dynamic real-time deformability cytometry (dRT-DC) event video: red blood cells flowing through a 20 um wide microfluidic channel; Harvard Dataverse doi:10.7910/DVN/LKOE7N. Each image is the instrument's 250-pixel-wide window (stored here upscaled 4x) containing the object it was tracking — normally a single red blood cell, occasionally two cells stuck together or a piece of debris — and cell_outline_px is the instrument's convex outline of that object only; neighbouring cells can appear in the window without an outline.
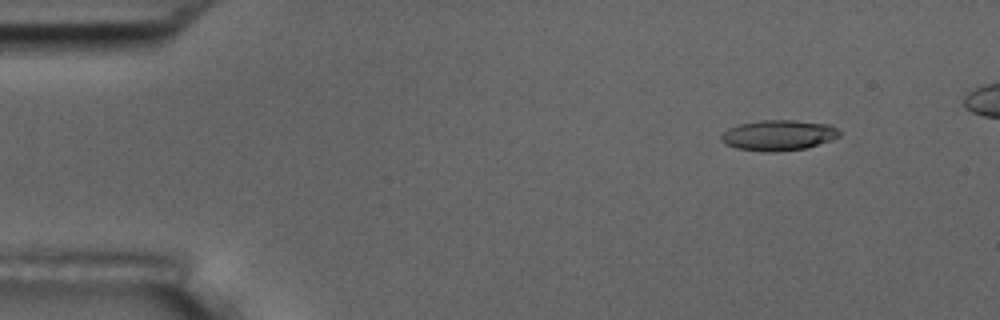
{"species": "common noctule bat (a hibernating species)", "species_latin": "Nyctalus noctula", "temperature_condition": "room temperature", "stored_images_in_passage": 5, "camera_frame_rate_fps": 3000, "um_per_image_px": 0.085, "animal": {"sex": "male", "body_mass_g": 17.5, "forearm_length_mm": 52.3}, "frame": {"image": 1, "passage_image": 2, "time_ms": 1.0, "image_size_px": [1000, 320], "cell_outline_px": [[840, 136], [804, 148], [776, 152], [764, 152], [736, 148], [720, 140], [720, 136], [728, 128], [740, 124], [760, 120], [792, 120], [828, 124], [836, 128], [840, 132]], "centroid_in_image_um": [66.13, 11.49], "position_along_channel_um": 18.9, "area_um2": 20.75}}